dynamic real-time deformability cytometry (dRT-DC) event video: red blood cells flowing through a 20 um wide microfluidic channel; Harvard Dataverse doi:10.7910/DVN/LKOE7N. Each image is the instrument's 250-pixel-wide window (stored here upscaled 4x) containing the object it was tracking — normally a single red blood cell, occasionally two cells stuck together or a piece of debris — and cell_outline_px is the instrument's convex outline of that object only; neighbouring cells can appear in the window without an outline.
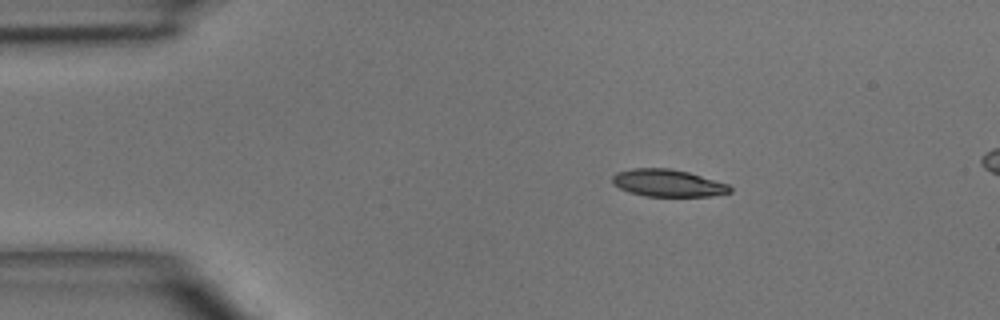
{"species": "common noctule bat (a hibernating species)", "species_latin": "Nyctalus noctula", "temperature_condition": "room temperature", "stored_images_in_passage": 4, "camera_frame_rate_fps": 3000, "um_per_image_px": 0.085, "animal": {"sex": "male", "body_mass_g": 15.6}, "frame": {"image": 1, "passage_image": 1, "time_ms": 0.0, "image_size_px": [1000, 320], "cell_outline_px": [[732, 192], [712, 196], [644, 196], [628, 192], [612, 184], [612, 176], [616, 172], [632, 168], [672, 168], [688, 172], [728, 184], [732, 188]], "centroid_in_image_um": [56.74, 15.56], "position_along_channel_um": 28.3, "area_um2": 18.79}}
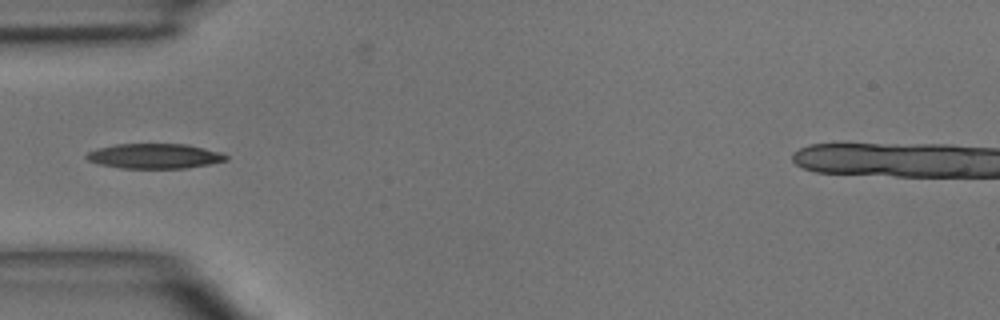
{"frame": {"image": 2, "passage_image": 3, "time_ms": 2.333, "image_size_px": [1000, 320], "cell_outline_px": [[228, 160], [212, 164], [184, 168], [120, 168], [100, 164], [88, 160], [84, 156], [88, 152], [100, 148], [116, 144], [188, 144], [224, 152], [228, 156]], "centroid_in_image_um": [13.22, 13.26], "position_along_channel_um": 71.8, "area_um2": 20.4}}
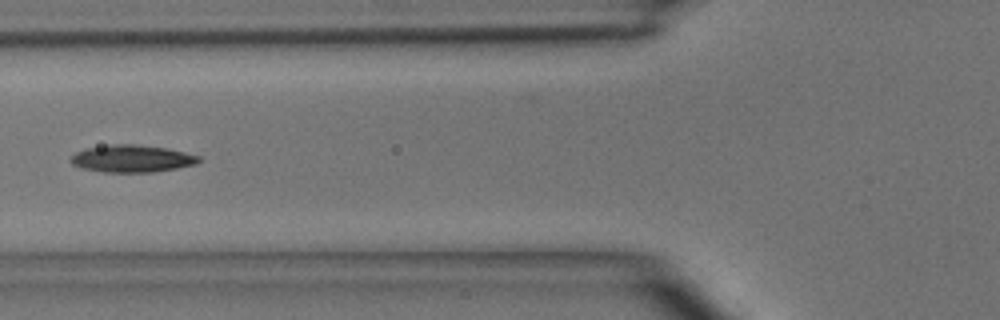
{"frame": {"image": 3, "passage_image": 4, "time_ms": 3.333, "image_size_px": [1000, 320], "cell_outline_px": [[200, 160], [196, 164], [176, 168], [152, 172], [104, 172], [80, 168], [72, 164], [68, 160], [76, 152], [84, 148], [112, 144], [136, 144], [168, 148], [200, 156]], "centroid_in_image_um": [11.18, 13.48], "position_along_channel_um": 114.6, "area_um2": 20.46}}